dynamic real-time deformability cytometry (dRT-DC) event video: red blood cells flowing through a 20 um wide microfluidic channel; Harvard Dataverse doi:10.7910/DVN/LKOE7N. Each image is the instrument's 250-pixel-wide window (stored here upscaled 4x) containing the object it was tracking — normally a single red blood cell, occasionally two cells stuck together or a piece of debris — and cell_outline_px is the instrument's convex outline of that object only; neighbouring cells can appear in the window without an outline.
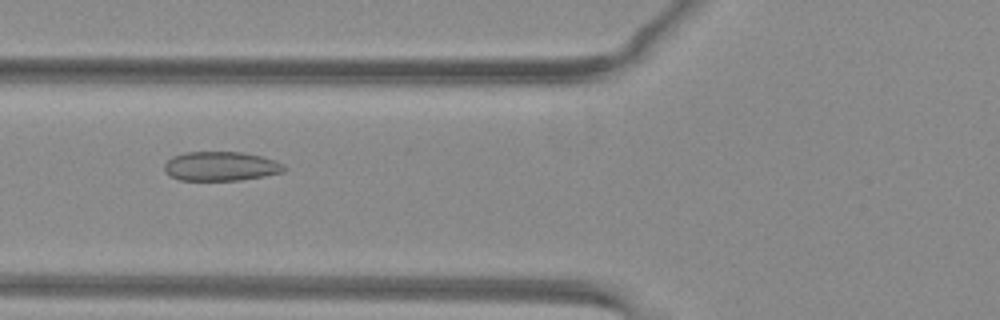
{"species": "common noctule bat (a hibernating species)", "species_latin": "Nyctalus noctula", "temperature_condition": "warm", "stored_images_in_passage": 40, "camera_frame_rate_fps": 3000, "um_per_image_px": 0.085, "animal": {"sex": "female", "body_mass_g": 29.2, "forearm_length_mm": 56.3}, "frame": {"image": 1, "passage_image": 9, "time_ms": 2.667, "image_size_px": [1000, 320], "cell_outline_px": [[288, 168], [284, 172], [264, 176], [240, 180], [180, 180], [168, 176], [164, 172], [164, 164], [172, 156], [184, 152], [244, 152], [260, 156], [284, 164]], "centroid_in_image_um": [18.75, 14.13], "position_along_channel_um": 107.1, "area_um2": 20.58}}
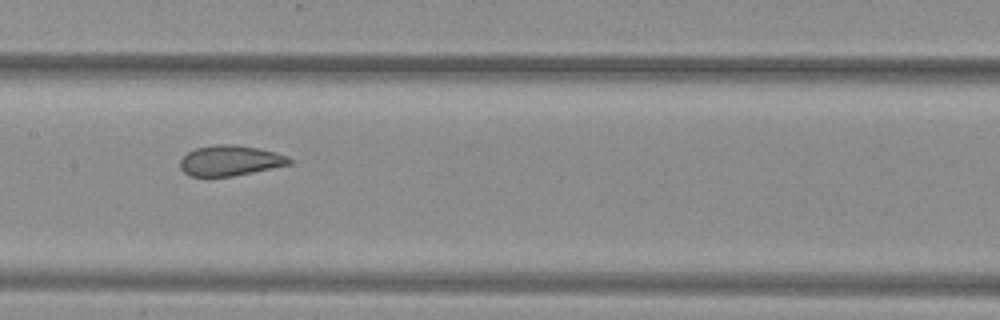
{"frame": {"image": 2, "passage_image": 15, "time_ms": 4.667, "image_size_px": [1000, 320], "cell_outline_px": [[292, 164], [232, 176], [188, 176], [180, 168], [180, 160], [188, 152], [196, 148], [216, 144], [232, 144], [260, 148], [276, 152], [288, 156], [292, 160]], "centroid_in_image_um": [19.57, 13.64], "position_along_channel_um": 187.8, "area_um2": 19.36}}
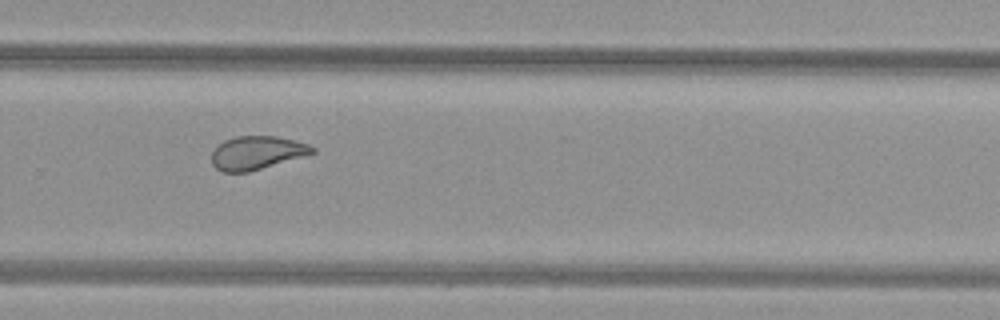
{"frame": {"image": 3, "passage_image": 24, "time_ms": 7.667, "image_size_px": [1000, 320], "cell_outline_px": [[316, 152], [304, 156], [248, 172], [220, 172], [212, 164], [212, 152], [224, 140], [236, 136], [276, 136], [308, 144], [316, 148]], "centroid_in_image_um": [21.82, 12.99], "position_along_channel_um": 308.0, "area_um2": 19.48}}